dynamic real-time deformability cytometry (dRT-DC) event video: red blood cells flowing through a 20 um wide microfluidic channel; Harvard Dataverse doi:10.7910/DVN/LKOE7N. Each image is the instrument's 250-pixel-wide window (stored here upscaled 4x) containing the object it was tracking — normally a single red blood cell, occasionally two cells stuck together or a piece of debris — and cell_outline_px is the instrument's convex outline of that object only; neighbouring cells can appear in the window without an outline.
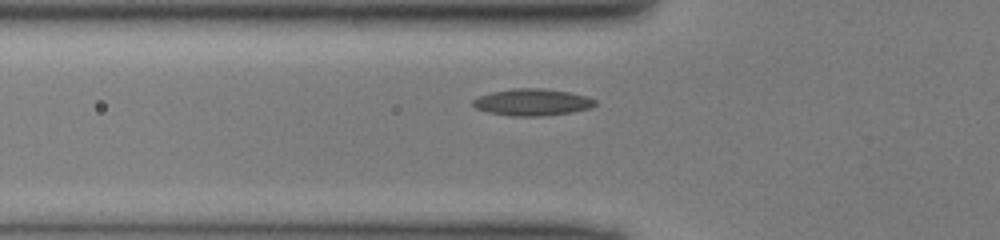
{"species": "common noctule bat (a hibernating species)", "species_latin": "Nyctalus noctula", "temperature_condition": "cold", "stored_images_in_passage": 36, "camera_frame_rate_fps": 3000, "um_per_image_px": 0.085, "animal": {"sex": "male", "body_mass_g": 13.0, "forearm_length_mm": 53.1}, "frame": {"image": 1, "passage_image": 4, "time_ms": 1.0, "image_size_px": [1000, 240], "cell_outline_px": [[596, 104], [588, 108], [572, 112], [544, 116], [508, 116], [488, 112], [476, 108], [472, 104], [472, 100], [480, 96], [492, 92], [512, 88], [544, 88], [568, 92], [588, 96], [596, 100]], "centroid_in_image_um": [45.24, 8.69], "position_along_channel_um": 80.6, "area_um2": 19.13}}
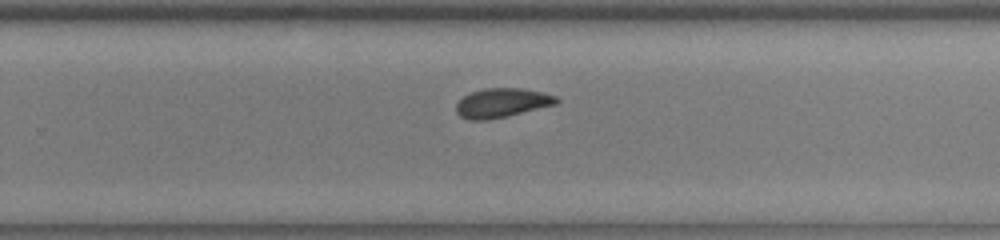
{"frame": {"image": 2, "passage_image": 19, "time_ms": 6.0, "image_size_px": [1000, 240], "cell_outline_px": [[560, 100], [556, 104], [508, 116], [488, 120], [468, 120], [460, 116], [456, 112], [456, 104], [464, 96], [472, 92], [484, 88], [520, 88], [544, 92], [556, 96]], "centroid_in_image_um": [42.67, 8.75], "position_along_channel_um": 287.1, "area_um2": 17.11}}
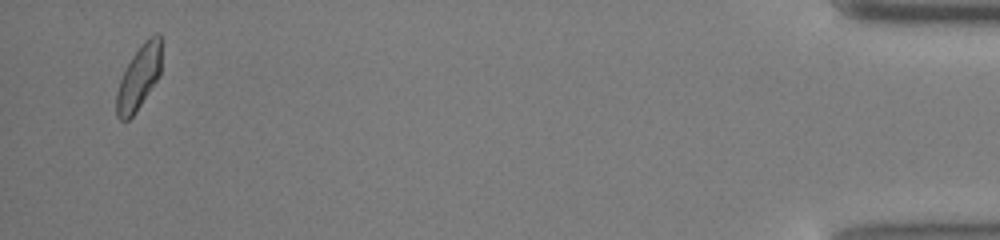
{"frame": {"image": 3, "passage_image": 35, "time_ms": 11.333, "image_size_px": [1000, 240], "cell_outline_px": [[160, 76], [136, 112], [128, 120], [120, 120], [116, 116], [116, 92], [124, 68], [140, 44], [148, 36], [156, 32], [160, 32]], "centroid_in_image_um": [11.79, 6.56], "position_along_channel_um": 423.4, "area_um2": 17.05}}